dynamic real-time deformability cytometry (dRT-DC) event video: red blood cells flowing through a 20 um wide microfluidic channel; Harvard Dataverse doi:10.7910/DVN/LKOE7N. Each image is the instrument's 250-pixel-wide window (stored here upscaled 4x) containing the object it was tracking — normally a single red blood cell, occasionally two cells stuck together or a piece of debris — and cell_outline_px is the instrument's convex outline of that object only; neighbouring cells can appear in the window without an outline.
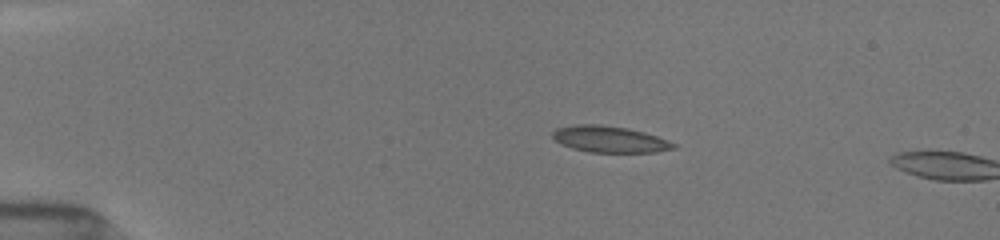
{"species": "common noctule bat (a hibernating species)", "species_latin": "Nyctalus noctula", "temperature_condition": "room temperature", "stored_images_in_passage": 4, "camera_frame_rate_fps": 3000, "um_per_image_px": 0.085, "animal": {"sex": "female", "body_mass_g": 19.5, "forearm_length_mm": 54.1}, "frame": {"image": 1, "passage_image": 3, "time_ms": 2.0, "image_size_px": [1000, 240], "cell_outline_px": [[676, 148], [656, 152], [588, 152], [572, 148], [560, 144], [552, 136], [552, 132], [556, 128], [572, 124], [600, 124], [628, 128], [644, 132], [668, 140], [676, 144]], "centroid_in_image_um": [51.79, 11.83], "position_along_channel_um": 33.2, "area_um2": 18.73}}